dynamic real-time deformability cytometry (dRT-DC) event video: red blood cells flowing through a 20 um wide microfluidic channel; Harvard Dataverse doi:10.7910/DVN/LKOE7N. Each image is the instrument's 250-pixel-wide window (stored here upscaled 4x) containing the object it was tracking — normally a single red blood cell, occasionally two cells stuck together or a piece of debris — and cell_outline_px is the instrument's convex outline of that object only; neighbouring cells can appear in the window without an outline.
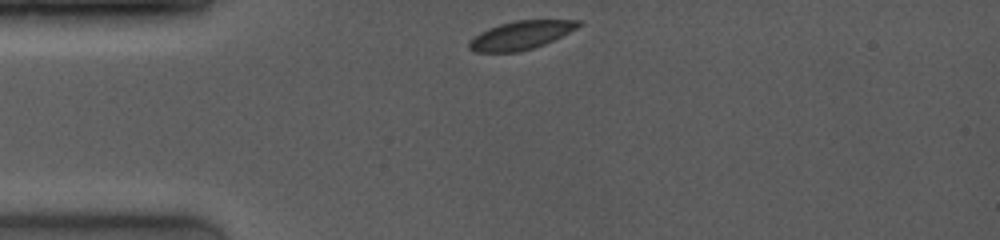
{"species": "common noctule bat (a hibernating species)", "species_latin": "Nyctalus noctula", "temperature_condition": "room temperature", "stored_images_in_passage": 50, "camera_frame_rate_fps": 4000, "um_per_image_px": 0.085, "animal": {"sex": "female", "body_mass_g": 19.0, "forearm_length_mm": 53.3}, "frame": {"image": 1, "passage_image": 1, "time_ms": 0.0, "image_size_px": [1000, 240], "cell_outline_px": [[584, 24], [544, 44], [520, 52], [476, 52], [468, 48], [468, 44], [480, 32], [488, 28], [500, 24], [516, 20], [584, 20]], "centroid_in_image_um": [44.29, 2.99], "position_along_channel_um": 40.7, "area_um2": 17.92}}
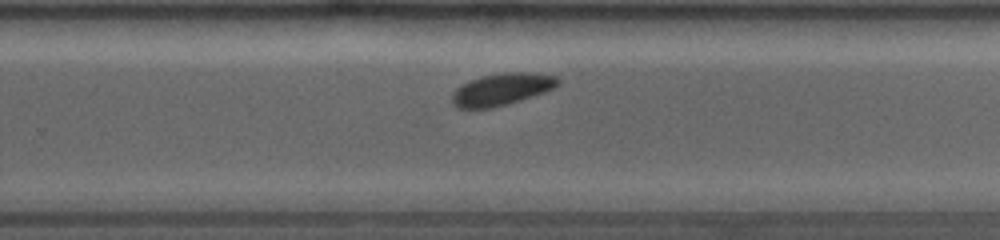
{"frame": {"image": 2, "passage_image": 33, "time_ms": 6.75, "image_size_px": [1000, 240], "cell_outline_px": [[560, 84], [544, 92], [508, 104], [488, 108], [456, 108], [452, 104], [452, 96], [456, 88], [472, 80], [484, 76], [504, 72], [528, 72], [556, 76], [560, 80]], "centroid_in_image_um": [42.66, 7.59], "position_along_channel_um": 287.1, "area_um2": 19.48}}
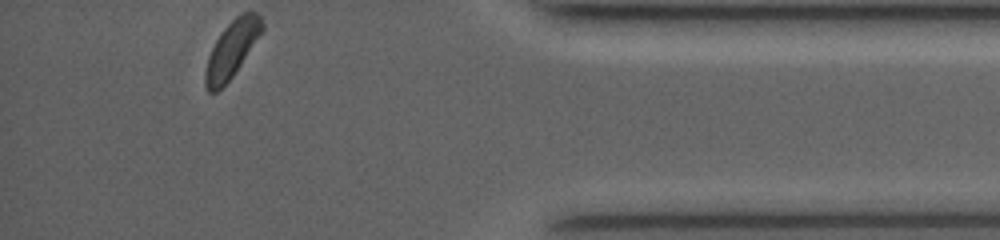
{"frame": {"image": 3, "passage_image": 50, "time_ms": 10.5, "image_size_px": [1000, 240], "cell_outline_px": [[264, 28], [232, 76], [216, 92], [208, 92], [204, 84], [204, 76], [208, 56], [216, 40], [224, 28], [240, 12], [256, 12], [260, 16], [264, 24]], "centroid_in_image_um": [19.68, 4.16], "position_along_channel_um": 415.5, "area_um2": 18.26}, "authors_computed_cell_mechanics": {"area_um2": 19.8543, "velocity_mm_per_s": 4.0492, "shape_relaxation_time_tau1_ms": 7.1317, "shape_relaxation_time_tau2_ms": null, "deformation_change_tau1": 0.1337, "deformation_change_tau2": null}}